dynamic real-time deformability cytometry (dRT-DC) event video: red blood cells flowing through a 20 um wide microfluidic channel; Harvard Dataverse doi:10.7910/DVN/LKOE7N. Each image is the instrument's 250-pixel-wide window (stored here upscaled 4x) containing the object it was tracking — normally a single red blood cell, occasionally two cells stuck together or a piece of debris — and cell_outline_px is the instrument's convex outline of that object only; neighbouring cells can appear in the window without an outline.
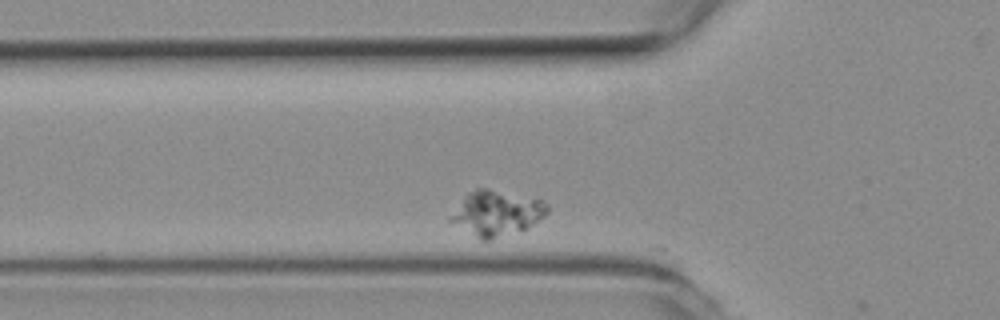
{"species": "common noctule bat (a hibernating species)", "species_latin": "Nyctalus noctula", "temperature_condition": "room temperature", "stored_images_in_passage": 13, "camera_frame_rate_fps": 3000, "um_per_image_px": 0.085, "animal": {"sex": "female", "body_mass_g": 19.3, "forearm_length_mm": 54.1}, "frame": {"image": 1, "passage_image": 5, "time_ms": 1.333, "image_size_px": [1000, 320], "cell_outline_px": [[548, 212], [544, 216], [532, 224], [524, 228], [492, 240], [480, 240], [448, 220], [464, 196], [468, 192], [476, 188], [488, 188], [544, 200], [548, 204]], "centroid_in_image_um": [42.2, 18.1], "position_along_channel_um": 83.6, "area_um2": 25.14}}
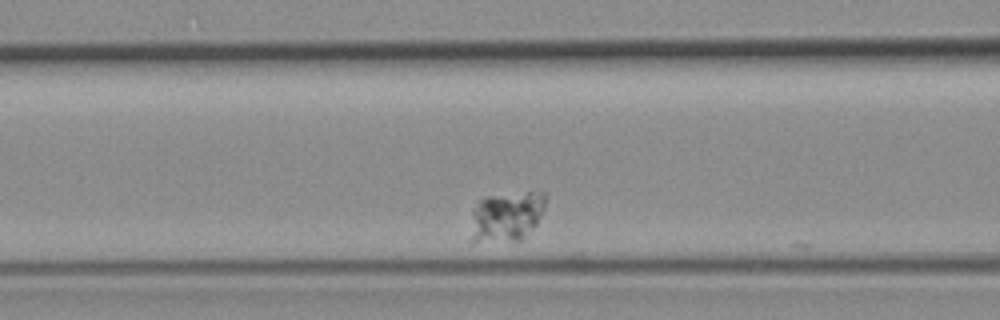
{"frame": {"image": 2, "passage_image": 9, "time_ms": 2.667, "image_size_px": [1000, 320], "cell_outline_px": [[548, 196], [544, 208], [536, 224], [524, 240], [472, 244], [468, 240], [472, 212], [480, 200], [488, 196], [528, 192], [548, 192]], "centroid_in_image_um": [43.02, 18.46], "position_along_channel_um": 123.6, "area_um2": 22.66}}